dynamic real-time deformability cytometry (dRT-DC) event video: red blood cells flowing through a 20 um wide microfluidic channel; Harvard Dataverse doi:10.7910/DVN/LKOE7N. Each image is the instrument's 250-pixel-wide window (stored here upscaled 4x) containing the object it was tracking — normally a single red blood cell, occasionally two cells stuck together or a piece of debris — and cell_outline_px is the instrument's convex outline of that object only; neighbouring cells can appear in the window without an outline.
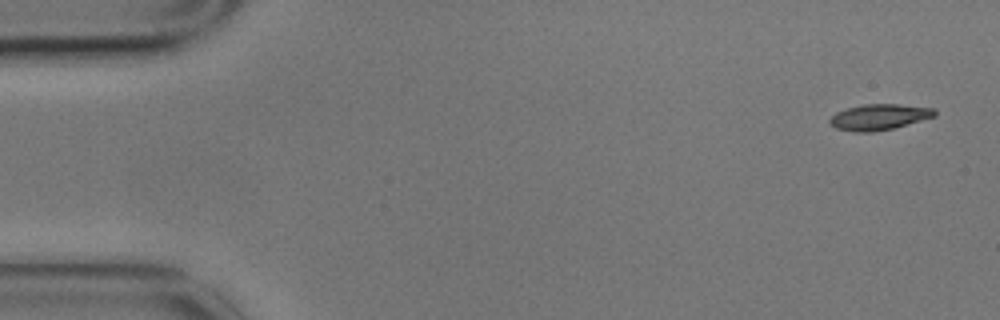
{"species": "common noctule bat (a hibernating species)", "species_latin": "Nyctalus noctula", "temperature_condition": "cold", "stored_images_in_passage": 5, "camera_frame_rate_fps": 3000, "um_per_image_px": 0.085, "animal": {"sex": "male", "body_mass_g": 17.9}, "frame": {"image": 1, "passage_image": 1, "time_ms": 0.0, "image_size_px": [1000, 320], "cell_outline_px": [[936, 116], [892, 128], [872, 132], [852, 132], [836, 128], [828, 124], [828, 120], [836, 112], [848, 108], [864, 104], [900, 104], [936, 108]], "centroid_in_image_um": [74.71, 9.94], "position_along_channel_um": 10.3, "area_um2": 15.84}}
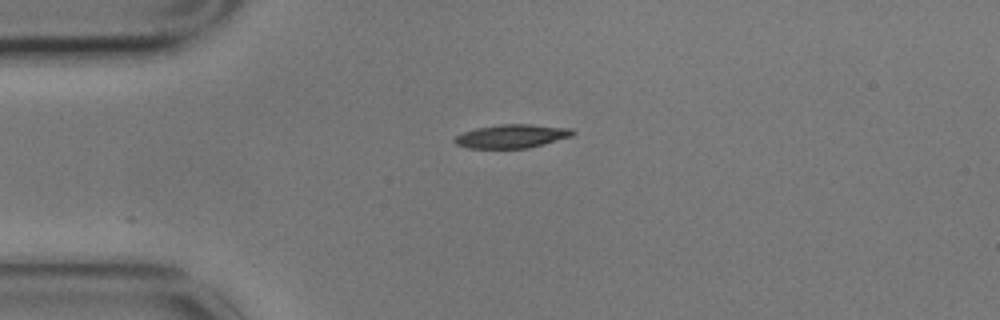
{"frame": {"image": 2, "passage_image": 4, "time_ms": 1.0, "image_size_px": [1000, 320], "cell_outline_px": [[576, 132], [572, 136], [544, 144], [528, 148], [468, 148], [456, 144], [452, 140], [456, 136], [464, 132], [476, 128], [500, 124], [532, 124], [572, 128]], "centroid_in_image_um": [43.52, 11.57], "position_along_channel_um": 41.5, "area_um2": 16.3}}